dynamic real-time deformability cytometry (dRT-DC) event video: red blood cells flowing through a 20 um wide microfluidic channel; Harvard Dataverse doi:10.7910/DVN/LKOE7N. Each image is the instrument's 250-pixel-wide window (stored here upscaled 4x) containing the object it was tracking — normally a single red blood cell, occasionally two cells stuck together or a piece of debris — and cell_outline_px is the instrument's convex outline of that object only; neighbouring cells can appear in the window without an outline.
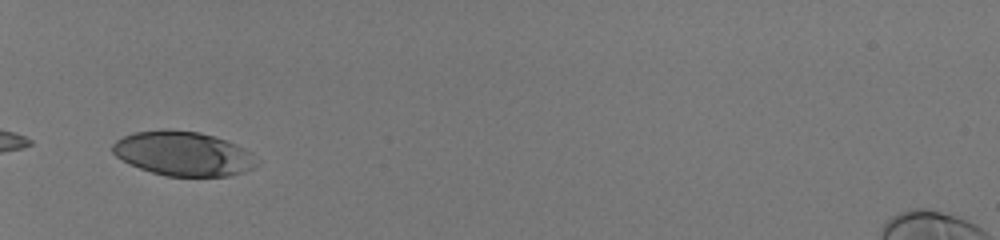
{"species": "human", "species_latin": "Homo sapiens", "temperature_condition": "room temperature", "stored_images_in_passage": 24, "camera_frame_rate_fps": 3000, "um_per_image_px": 0.085, "donor": {"sex": "male"}, "frame": {"image": 1, "passage_image": 1, "time_ms": 0.0, "image_size_px": [1000, 240], "cell_outline_px": [[260, 164], [244, 172], [228, 176], [168, 176], [152, 172], [128, 164], [116, 156], [112, 152], [112, 144], [116, 140], [132, 132], [164, 128], [168, 128], [200, 132], [236, 144], [244, 148], [260, 160]], "centroid_in_image_um": [15.56, 13.05], "position_along_channel_um": 69.4, "area_um2": 37.63}}